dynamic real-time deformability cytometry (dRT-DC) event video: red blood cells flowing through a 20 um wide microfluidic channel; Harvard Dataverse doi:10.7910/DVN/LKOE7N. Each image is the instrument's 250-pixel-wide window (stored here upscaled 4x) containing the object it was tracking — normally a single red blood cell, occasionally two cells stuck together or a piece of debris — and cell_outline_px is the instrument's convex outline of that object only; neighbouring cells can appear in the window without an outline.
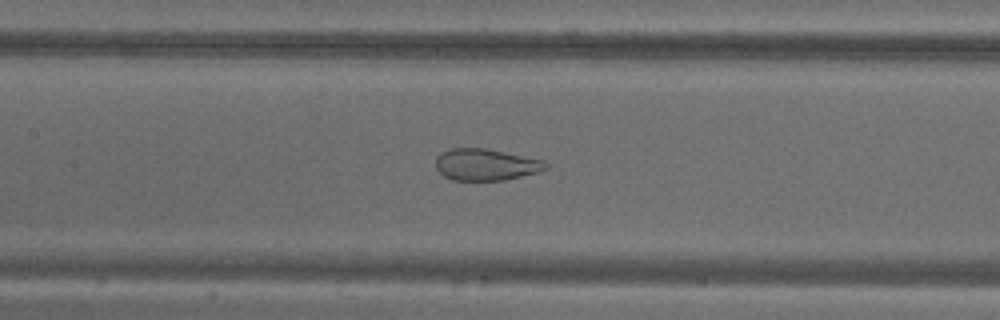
{"species": "common noctule bat (a hibernating species)", "species_latin": "Nyctalus noctula", "temperature_condition": "warm", "stored_images_in_passage": 52, "camera_frame_rate_fps": 3000, "um_per_image_px": 0.085, "animal": {"sex": "male", "body_mass_g": 18.8}, "frame": {"image": 1, "passage_image": 25, "time_ms": 8.0, "image_size_px": [1000, 320], "cell_outline_px": [[548, 168], [536, 172], [504, 180], [452, 180], [444, 176], [436, 168], [436, 156], [440, 152], [448, 148], [484, 148], [544, 160], [548, 164]], "centroid_in_image_um": [41.25, 13.98], "position_along_channel_um": 166.1, "area_um2": 20.23}}
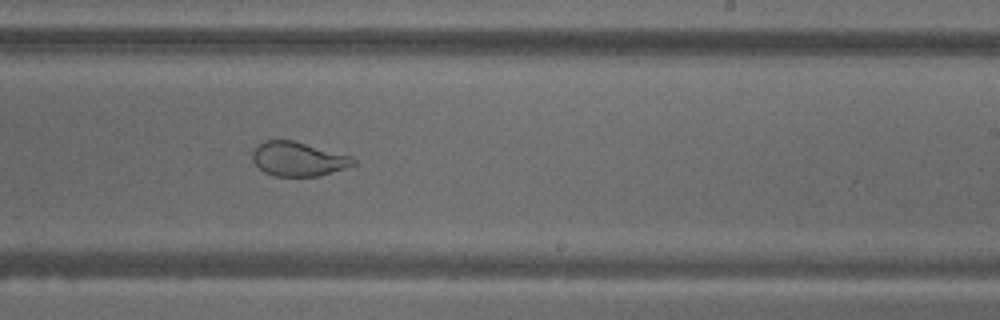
{"frame": {"image": 2, "passage_image": 33, "time_ms": 10.667, "image_size_px": [1000, 320], "cell_outline_px": [[356, 164], [320, 176], [276, 176], [264, 172], [252, 160], [252, 148], [256, 144], [264, 140], [292, 140], [352, 156], [356, 160]], "centroid_in_image_um": [25.32, 13.5], "position_along_channel_um": 263.7, "area_um2": 20.17}}
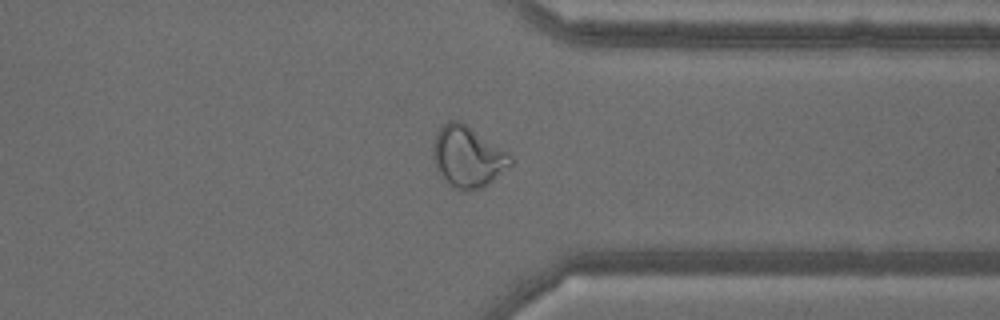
{"frame": {"image": 3, "passage_image": 42, "time_ms": 13.667, "image_size_px": [1000, 320], "cell_outline_px": [[512, 164], [484, 188], [468, 192], [452, 188], [444, 180], [436, 168], [432, 156], [432, 148], [436, 132], [440, 124], [448, 120], [460, 120], [508, 152], [512, 156]], "centroid_in_image_um": [39.73, 13.33], "position_along_channel_um": 371.7, "area_um2": 28.09}}